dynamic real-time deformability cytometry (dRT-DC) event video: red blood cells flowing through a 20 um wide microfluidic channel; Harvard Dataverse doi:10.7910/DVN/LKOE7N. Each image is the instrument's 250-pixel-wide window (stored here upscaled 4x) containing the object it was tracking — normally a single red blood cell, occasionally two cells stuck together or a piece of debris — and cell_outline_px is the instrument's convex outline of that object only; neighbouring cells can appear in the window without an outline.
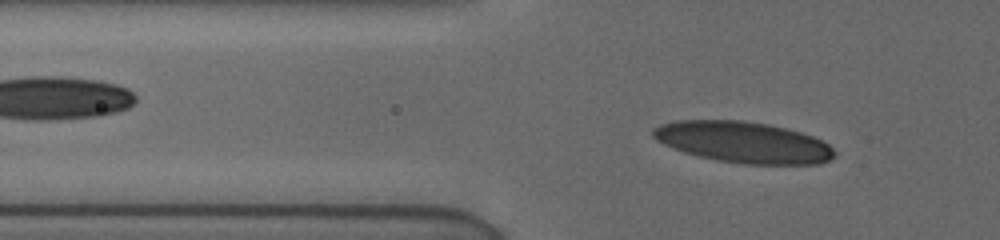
{"species": "human", "species_latin": "Homo sapiens", "temperature_condition": "cold", "stored_images_in_passage": 48, "camera_frame_rate_fps": 3000, "um_per_image_px": 0.085, "donor": {"sex": "female"}, "frame": {"image": 1, "passage_image": 13, "time_ms": 4.0, "image_size_px": [1000, 240], "cell_outline_px": [[836, 156], [828, 160], [816, 164], [744, 164], [716, 160], [684, 152], [664, 144], [656, 140], [652, 136], [652, 128], [660, 124], [676, 120], [744, 120], [768, 124], [788, 128], [812, 136], [828, 144], [836, 152]], "centroid_in_image_um": [63.17, 12.08], "position_along_channel_um": 62.6, "area_um2": 43.58}}
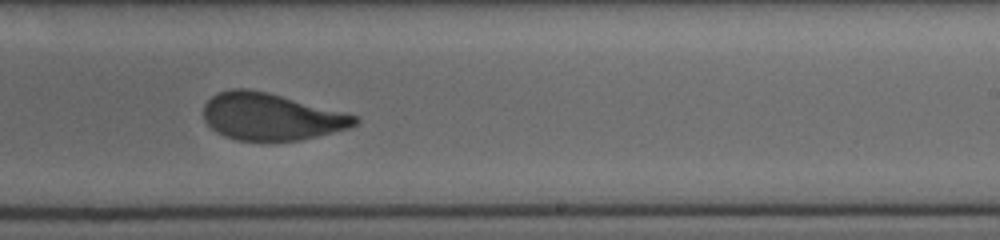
{"frame": {"image": 2, "passage_image": 30, "time_ms": 9.667, "image_size_px": [1000, 240], "cell_outline_px": [[360, 120], [356, 124], [348, 128], [300, 140], [236, 140], [224, 136], [216, 132], [204, 120], [204, 104], [212, 96], [220, 92], [232, 88], [248, 88], [268, 92], [360, 116]], "centroid_in_image_um": [23.04, 9.9], "position_along_channel_um": 266.0, "area_um2": 41.33}}
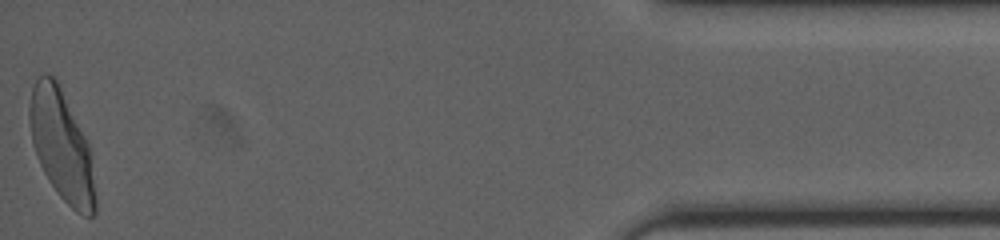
{"frame": {"image": 3, "passage_image": 48, "time_ms": 15.667, "image_size_px": [1000, 240], "cell_outline_px": [[96, 212], [92, 216], [84, 216], [76, 212], [60, 196], [48, 180], [40, 164], [32, 144], [28, 116], [28, 108], [32, 88], [36, 76], [44, 72], [52, 76], [56, 80], [88, 144], [96, 196]], "centroid_in_image_um": [5.2, 12.38], "position_along_channel_um": 430.0, "area_um2": 41.79}, "authors_computed_cell_mechanics": {"area_um2": 41.9917, "velocity_mm_per_s": 3.8622, "shape_relaxation_time_tau1_ms": 4.3156, "shape_relaxation_time_tau2_ms": 0.7175, "deformation_change_tau1": 0.1647, "deformation_change_tau2": 0.0517}}